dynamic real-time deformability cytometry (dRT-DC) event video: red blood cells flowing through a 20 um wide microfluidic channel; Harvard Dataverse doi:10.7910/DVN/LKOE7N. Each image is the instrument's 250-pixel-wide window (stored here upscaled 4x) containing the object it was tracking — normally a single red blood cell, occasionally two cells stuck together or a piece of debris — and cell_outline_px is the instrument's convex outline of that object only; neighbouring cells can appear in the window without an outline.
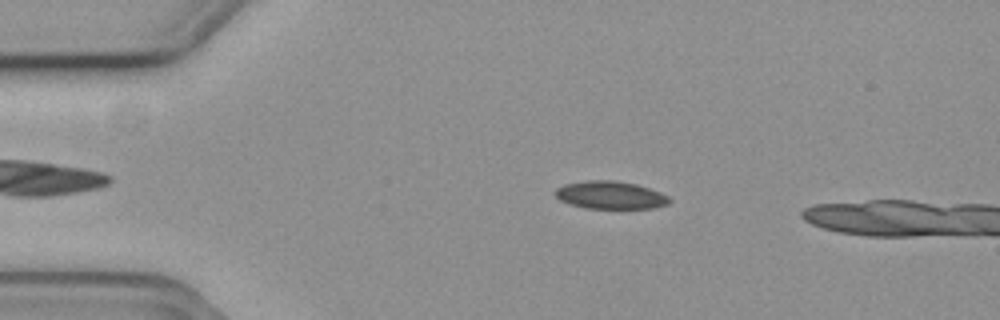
{"species": "common noctule bat (a hibernating species)", "species_latin": "Nyctalus noctula", "temperature_condition": "cold", "stored_images_in_passage": 10, "camera_frame_rate_fps": 3000, "um_per_image_px": 0.085, "animal": {"sex": "female", "body_mass_g": 19.3, "forearm_length_mm": 54.1}, "frame": {"image": 1, "passage_image": 6, "time_ms": 1.667, "image_size_px": [1000, 320], "cell_outline_px": [[672, 200], [668, 204], [652, 208], [584, 208], [568, 204], [560, 200], [552, 192], [556, 188], [564, 184], [588, 180], [616, 180], [636, 184], [660, 192], [668, 196]], "centroid_in_image_um": [51.85, 16.58], "position_along_channel_um": 33.2, "area_um2": 18.61}}